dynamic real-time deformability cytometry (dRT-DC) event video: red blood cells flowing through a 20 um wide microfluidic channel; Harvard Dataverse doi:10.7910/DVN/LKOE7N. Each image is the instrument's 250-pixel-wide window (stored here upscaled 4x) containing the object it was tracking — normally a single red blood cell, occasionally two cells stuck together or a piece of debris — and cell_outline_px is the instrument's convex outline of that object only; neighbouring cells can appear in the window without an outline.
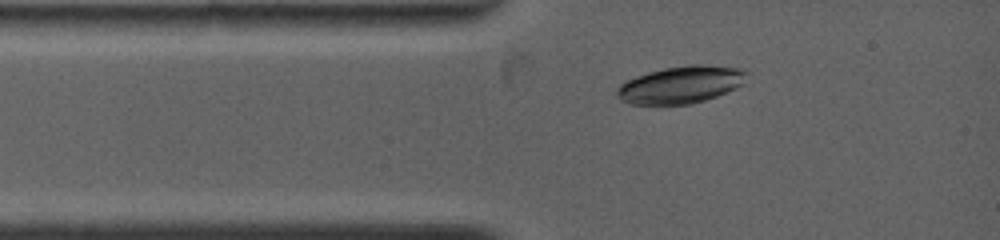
{"species": "common noctule bat (a hibernating species)", "species_latin": "Nyctalus noctula", "temperature_condition": "warm", "stored_images_in_passage": 29, "camera_frame_rate_fps": 4500, "um_per_image_px": 0.085, "animal": {"sex": "female", "body_mass_g": 19.0, "forearm_length_mm": 53.3}, "frame": {"image": 1, "passage_image": 12, "time_ms": 1.556, "image_size_px": [1000, 240], "cell_outline_px": [[748, 72], [740, 84], [736, 88], [716, 96], [692, 104], [628, 104], [620, 100], [616, 96], [616, 88], [624, 80], [648, 72], [664, 68], [688, 64], [708, 64], [744, 68]], "centroid_in_image_um": [57.83, 7.18], "position_along_channel_um": 27.2, "area_um2": 28.44}}
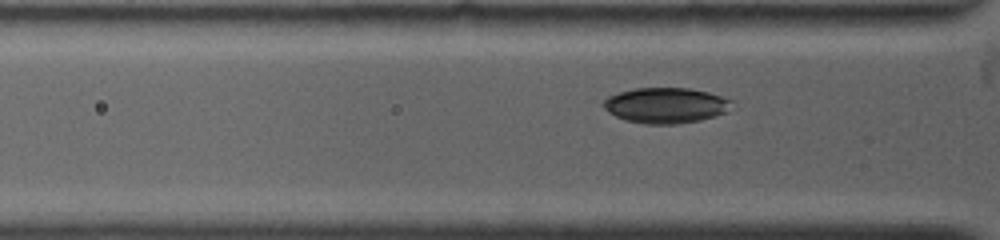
{"frame": {"image": 2, "passage_image": 21, "time_ms": 2.889, "image_size_px": [1000, 240], "cell_outline_px": [[732, 100], [728, 112], [716, 116], [700, 120], [676, 124], [644, 124], [624, 120], [608, 112], [600, 104], [608, 96], [620, 92], [636, 88], [688, 88], [708, 92]], "centroid_in_image_um": [56.57, 8.96], "position_along_channel_um": 69.2, "area_um2": 26.65}}
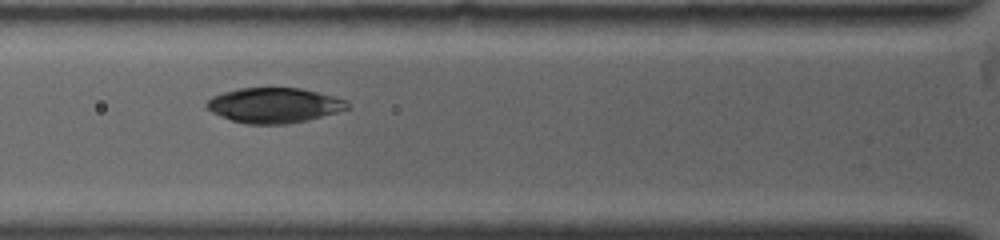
{"frame": {"image": 3, "passage_image": 28, "time_ms": 3.778, "image_size_px": [1000, 240], "cell_outline_px": [[348, 108], [336, 112], [308, 120], [284, 124], [244, 124], [232, 120], [212, 112], [204, 104], [212, 96], [224, 92], [240, 88], [300, 88], [348, 100]], "centroid_in_image_um": [23.28, 8.95], "position_along_channel_um": 102.5, "area_um2": 28.5}}